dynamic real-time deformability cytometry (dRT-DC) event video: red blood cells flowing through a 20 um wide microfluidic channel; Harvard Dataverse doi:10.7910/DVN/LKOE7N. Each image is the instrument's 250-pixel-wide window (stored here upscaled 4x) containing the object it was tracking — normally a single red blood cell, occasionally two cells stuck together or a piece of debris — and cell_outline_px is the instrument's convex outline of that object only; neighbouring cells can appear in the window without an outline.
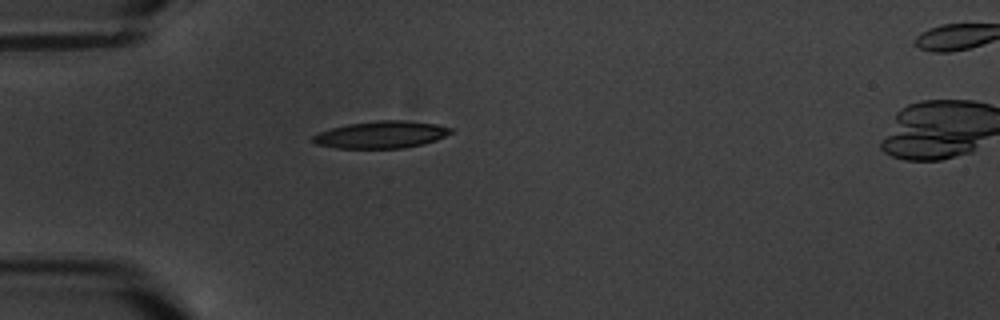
{"species": "common noctule bat (a hibernating species)", "species_latin": "Nyctalus noctula", "temperature_condition": "warm", "stored_images_in_passage": 5, "camera_frame_rate_fps": 3000, "um_per_image_px": 0.085, "animal": {"sex": "male", "body_mass_g": 20.1, "forearm_length_mm": 53.5}, "frame": {"image": 1, "passage_image": 4, "time_ms": 4.333, "image_size_px": [1000, 320], "cell_outline_px": [[452, 132], [436, 140], [424, 144], [404, 148], [336, 148], [316, 144], [312, 140], [312, 136], [320, 132], [332, 128], [348, 124], [376, 120], [404, 120], [436, 124], [452, 128]], "centroid_in_image_um": [32.41, 11.44], "position_along_channel_um": 52.6, "area_um2": 21.73}}